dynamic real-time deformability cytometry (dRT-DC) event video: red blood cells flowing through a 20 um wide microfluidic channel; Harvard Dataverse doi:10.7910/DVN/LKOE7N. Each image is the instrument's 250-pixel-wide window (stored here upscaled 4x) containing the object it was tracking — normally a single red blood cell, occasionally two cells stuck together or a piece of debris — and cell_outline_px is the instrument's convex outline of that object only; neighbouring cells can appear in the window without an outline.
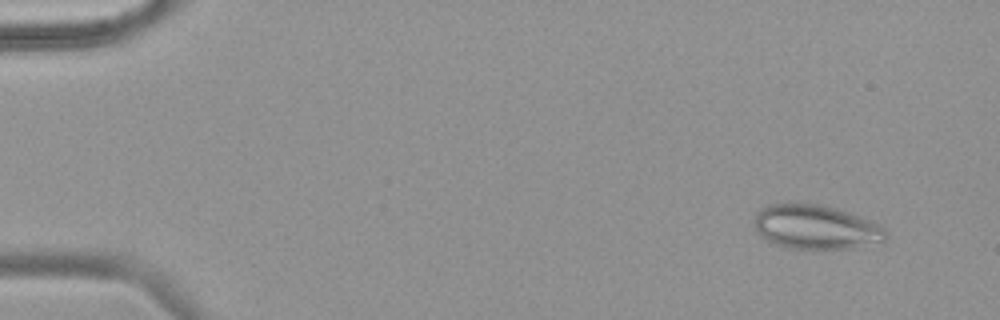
{"species": "common noctule bat (a hibernating species)", "species_latin": "Nyctalus noctula", "temperature_condition": "warm", "stored_images_in_passage": 54, "camera_frame_rate_fps": 3000, "um_per_image_px": 0.085, "animal": {"sex": "female", "body_mass_g": 18.4}, "frame": {"image": 1, "passage_image": 5, "time_ms": 1.333, "image_size_px": [1000, 320], "cell_outline_px": [[884, 240], [856, 248], [788, 248], [776, 244], [760, 236], [756, 228], [756, 212], [760, 208], [768, 204], [820, 204], [836, 208], [848, 212], [868, 220], [884, 228]], "centroid_in_image_um": [69.3, 19.29], "position_along_channel_um": 15.7, "area_um2": 33.23}}
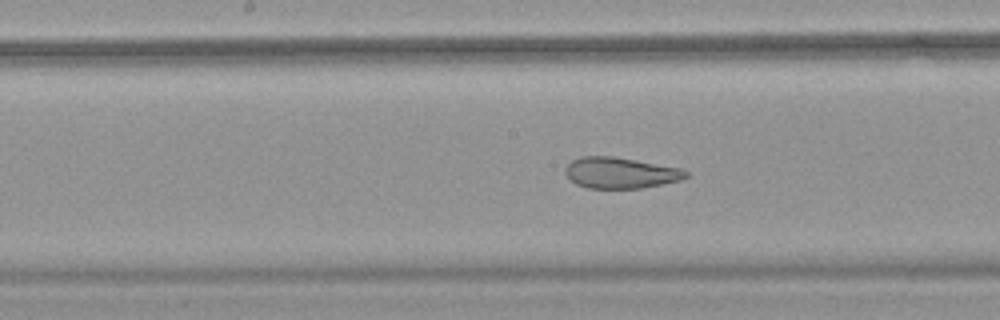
{"frame": {"image": 2, "passage_image": 29, "time_ms": 9.333, "image_size_px": [1000, 320], "cell_outline_px": [[688, 176], [680, 180], [640, 188], [588, 188], [576, 184], [564, 172], [564, 168], [572, 160], [580, 156], [612, 156], [680, 168], [688, 172]], "centroid_in_image_um": [52.7, 14.68], "position_along_channel_um": 195.5, "area_um2": 21.56}}
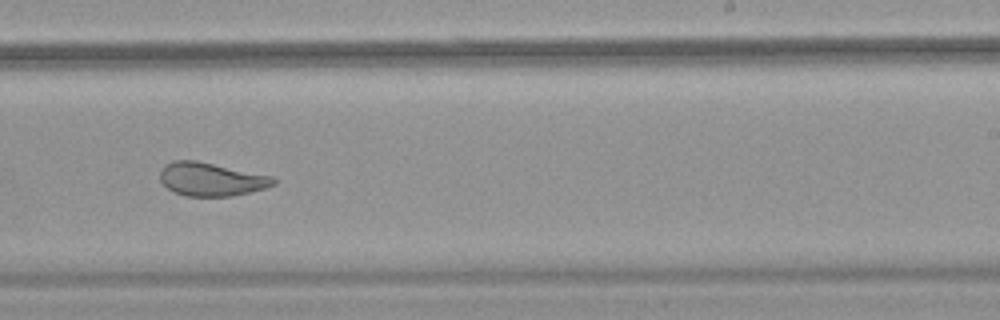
{"frame": {"image": 3, "passage_image": 35, "time_ms": 11.333, "image_size_px": [1000, 320], "cell_outline_px": [[276, 184], [264, 188], [232, 196], [188, 196], [172, 192], [160, 180], [160, 168], [164, 164], [172, 160], [196, 160], [272, 176], [276, 180]], "centroid_in_image_um": [17.91, 15.23], "position_along_channel_um": 271.1, "area_um2": 22.08}, "authors_computed_cell_mechanics": {"area_um2": 28.9289, "velocity_mm_per_s": 3.7936, "shape_relaxation_time_tau1_ms": null, "shape_relaxation_time_tau2_ms": 1.0508, "deformation_change_tau1": null, "deformation_change_tau2": 0.0837}}